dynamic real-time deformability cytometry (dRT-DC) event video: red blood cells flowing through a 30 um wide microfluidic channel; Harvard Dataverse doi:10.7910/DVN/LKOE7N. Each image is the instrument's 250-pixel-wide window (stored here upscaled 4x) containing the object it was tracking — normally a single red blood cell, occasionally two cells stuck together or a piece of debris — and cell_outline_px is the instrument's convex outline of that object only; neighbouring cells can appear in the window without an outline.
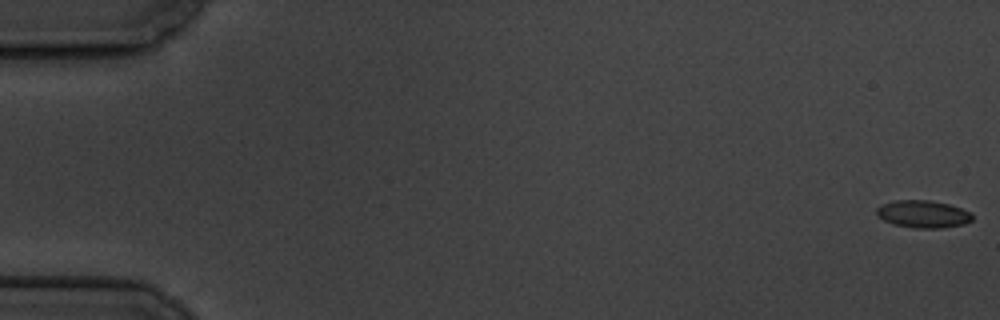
{"species": "common noctule bat (a hibernating species)", "species_latin": "Nyctalus noctula", "temperature_condition": "cold", "stored_images_in_passage": 58, "camera_frame_rate_fps": 3000, "um_per_image_px": 0.085, "animal": {"sex": "male", "body_mass_g": 19.5, "forearm_length_mm": 54.6}, "frame": {"image": 1, "passage_image": 1, "time_ms": 0.0, "image_size_px": [1000, 320], "cell_outline_px": [[972, 220], [964, 224], [944, 228], [916, 228], [892, 224], [876, 216], [876, 208], [880, 204], [896, 200], [928, 200], [948, 204], [972, 212]], "centroid_in_image_um": [78.43, 18.2], "position_along_channel_um": 6.6, "area_um2": 15.43}}
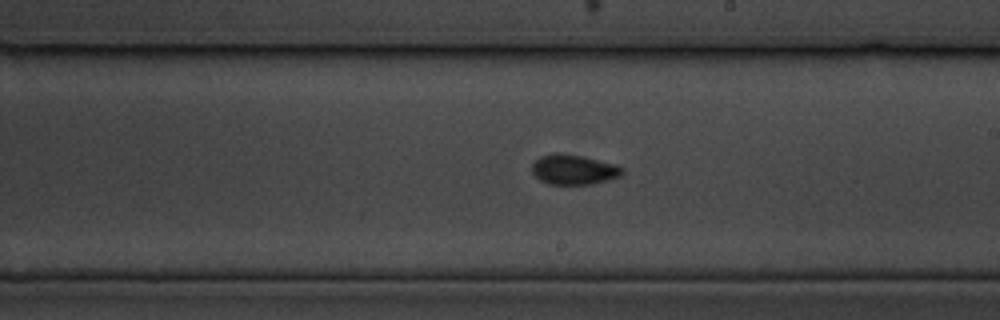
{"frame": {"image": 2, "passage_image": 34, "time_ms": 11.0, "image_size_px": [1000, 320], "cell_outline_px": [[624, 176], [592, 184], [548, 184], [540, 180], [532, 172], [532, 164], [540, 156], [552, 152], [556, 152], [580, 156], [616, 164], [624, 168]], "centroid_in_image_um": [48.79, 14.41], "position_along_channel_um": 240.2, "area_um2": 15.9}}
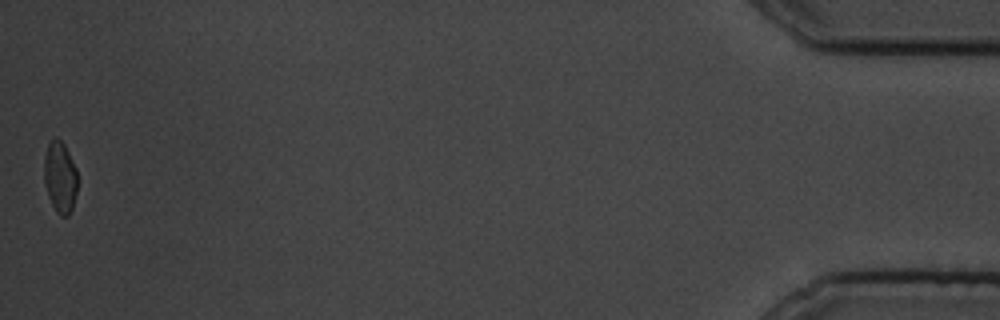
{"frame": {"image": 3, "passage_image": 58, "time_ms": 19.0, "image_size_px": [1000, 320], "cell_outline_px": [[76, 192], [72, 208], [68, 216], [60, 216], [56, 212], [48, 196], [44, 180], [44, 156], [48, 144], [56, 136], [64, 144], [76, 168]], "centroid_in_image_um": [5.09, 15.06], "position_along_channel_um": 430.1, "area_um2": 13.76}, "authors_computed_cell_mechanics": {"area_um2": 15.2881, "velocity_mm_per_s": 3.5013, "shape_relaxation_time_tau1_ms": 7.0316, "shape_relaxation_time_tau2_ms": 1.5386, "deformation_change_tau1": 0.1335, "deformation_change_tau2": 0.0587}}